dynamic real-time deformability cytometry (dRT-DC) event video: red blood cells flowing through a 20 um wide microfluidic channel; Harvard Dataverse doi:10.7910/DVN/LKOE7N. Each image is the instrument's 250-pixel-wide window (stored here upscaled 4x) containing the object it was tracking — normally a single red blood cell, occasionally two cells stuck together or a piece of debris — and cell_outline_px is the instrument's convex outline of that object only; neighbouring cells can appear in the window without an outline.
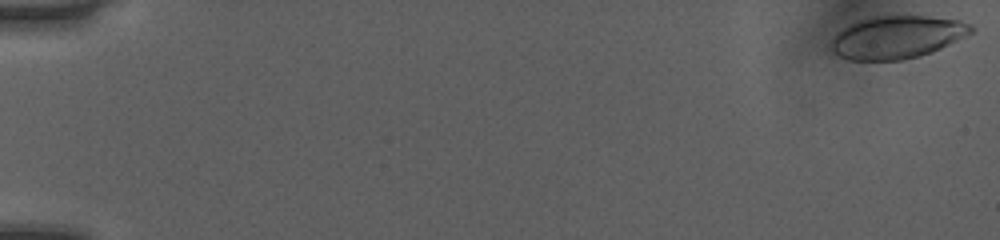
{"species": "human", "species_latin": "Homo sapiens", "temperature_condition": "room temperature", "stored_images_in_passage": 51, "camera_frame_rate_fps": 3000, "um_per_image_px": 0.085, "donor": {"sex": "female"}, "frame": {"image": 1, "passage_image": 1, "time_ms": 0.0, "image_size_px": [1000, 240], "cell_outline_px": [[972, 32], [932, 52], [920, 56], [904, 60], [848, 60], [832, 52], [832, 40], [844, 28], [856, 20], [872, 16], [928, 16], [960, 20], [972, 24]], "centroid_in_image_um": [76.24, 3.16], "position_along_channel_um": 8.8, "area_um2": 34.62}}
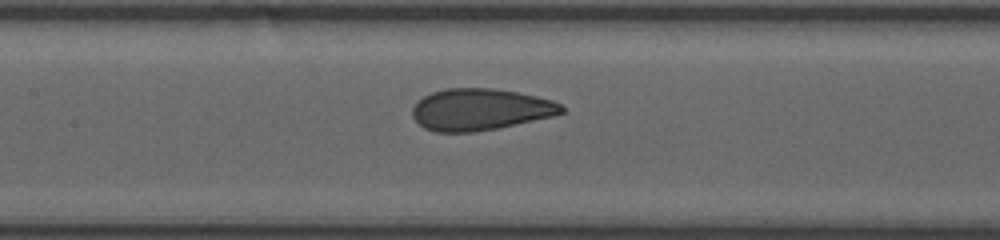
{"frame": {"image": 2, "passage_image": 26, "time_ms": 8.333, "image_size_px": [1000, 240], "cell_outline_px": [[564, 112], [552, 116], [496, 128], [472, 132], [436, 132], [424, 128], [412, 116], [412, 108], [416, 100], [432, 92], [444, 88], [492, 88], [516, 92], [536, 96], [552, 100], [560, 104], [564, 108]], "centroid_in_image_um": [40.77, 9.3], "position_along_channel_um": 166.6, "area_um2": 36.07}}
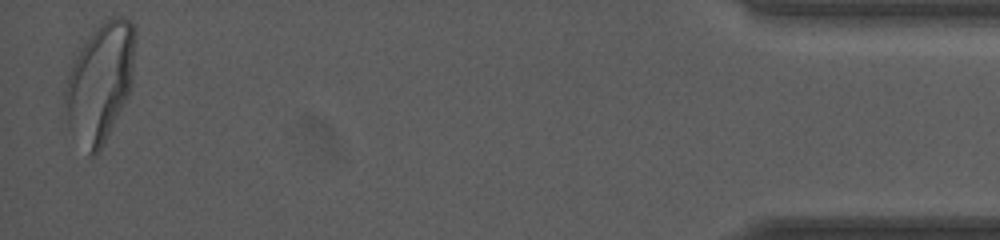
{"frame": {"image": 3, "passage_image": 51, "time_ms": 16.667, "image_size_px": [1000, 240], "cell_outline_px": [[136, 36], [132, 72], [128, 96], [104, 144], [92, 156], [88, 156], [68, 124], [64, 100], [64, 92], [68, 76], [88, 36], [104, 20], [112, 16], [124, 16], [132, 20], [136, 28]], "centroid_in_image_um": [8.54, 6.96], "position_along_channel_um": 426.7, "area_um2": 47.86}, "authors_computed_cell_mechanics": {"area_um2": 36.2984, "velocity_mm_per_s": 4.0699, "shape_relaxation_time_tau1_ms": 6.0475, "shape_relaxation_time_tau2_ms": null, "deformation_change_tau1": 0.1792, "deformation_change_tau2": null}}